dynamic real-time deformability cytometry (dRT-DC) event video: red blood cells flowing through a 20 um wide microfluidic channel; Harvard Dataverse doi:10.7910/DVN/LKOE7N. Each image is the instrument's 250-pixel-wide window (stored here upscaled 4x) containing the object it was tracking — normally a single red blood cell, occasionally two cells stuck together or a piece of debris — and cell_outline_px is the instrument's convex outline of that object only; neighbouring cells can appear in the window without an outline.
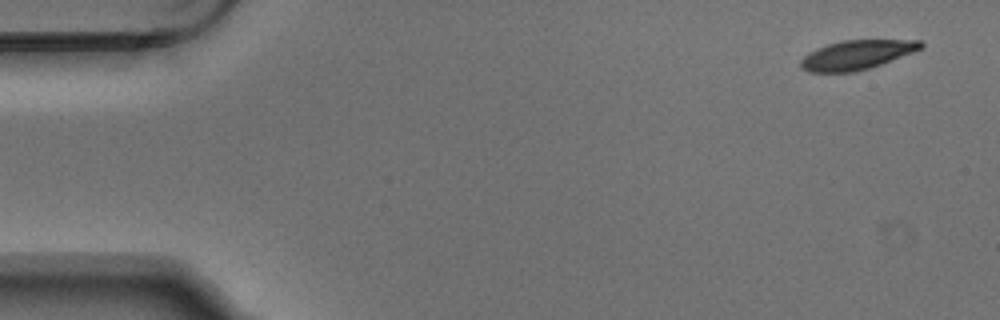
{"species": "Egyptian fruit bat (a non-hibernating species)", "species_latin": "Rousettus aegyptiacus", "temperature_condition": "warm", "stored_images_in_passage": 6, "camera_frame_rate_fps": 3000, "um_per_image_px": 0.085, "animal": {"sex": "male"}, "frame": {"image": 1, "passage_image": 1, "time_ms": 0.0, "image_size_px": [1000, 320], "cell_outline_px": [[924, 48], [880, 64], [868, 68], [852, 72], [808, 72], [800, 68], [800, 60], [808, 52], [816, 48], [840, 40], [920, 40], [924, 44]], "centroid_in_image_um": [72.79, 4.65], "position_along_channel_um": 12.2, "area_um2": 20.46}}
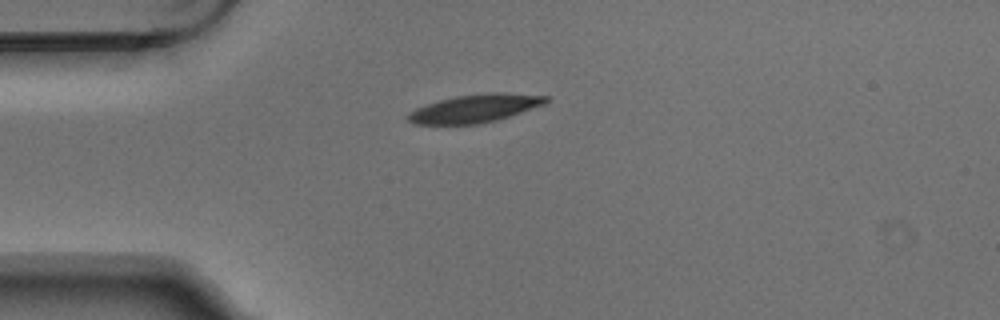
{"frame": {"image": 2, "passage_image": 4, "time_ms": 1.0, "image_size_px": [1000, 320], "cell_outline_px": [[548, 100], [544, 104], [496, 120], [476, 124], [412, 124], [404, 116], [408, 112], [416, 108], [440, 100], [456, 96], [488, 92], [500, 92], [548, 96]], "centroid_in_image_um": [40.31, 9.21], "position_along_channel_um": 44.7, "area_um2": 22.37}}
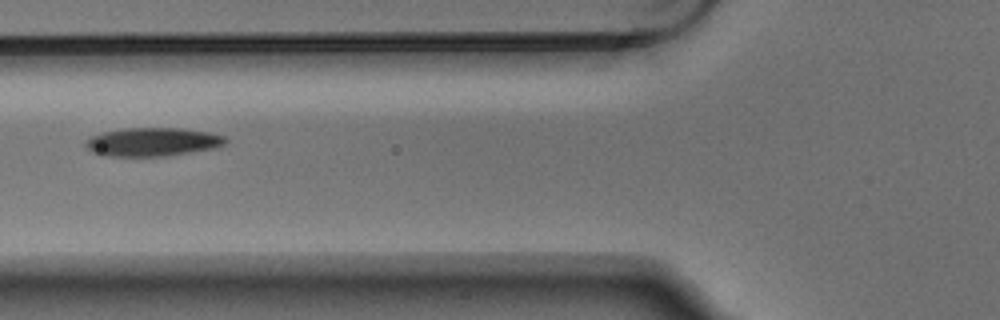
{"frame": {"image": 3, "passage_image": 6, "time_ms": 1.667, "image_size_px": [1000, 320], "cell_outline_px": [[228, 140], [224, 144], [216, 148], [168, 156], [104, 156], [92, 152], [84, 144], [84, 140], [92, 136], [104, 132], [124, 128], [180, 128], [208, 132], [224, 136]], "centroid_in_image_um": [12.96, 12.07], "position_along_channel_um": 112.8, "area_um2": 23.35}}